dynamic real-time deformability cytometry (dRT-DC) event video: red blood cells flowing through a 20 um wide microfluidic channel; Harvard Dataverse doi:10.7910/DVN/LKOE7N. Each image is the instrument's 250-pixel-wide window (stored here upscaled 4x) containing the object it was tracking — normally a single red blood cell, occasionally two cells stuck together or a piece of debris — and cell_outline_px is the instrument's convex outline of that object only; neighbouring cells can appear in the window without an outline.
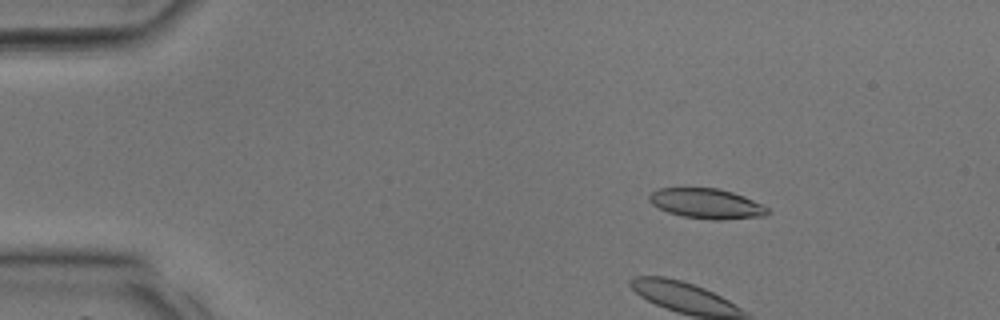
{"species": "common noctule bat (a hibernating species)", "species_latin": "Nyctalus noctula", "temperature_condition": "room temperature", "stored_images_in_passage": 37, "camera_frame_rate_fps": 3000, "um_per_image_px": 0.085, "animal": {"sex": "male", "body_mass_g": 17.9, "forearm_length_mm": 54.2}, "frame": {"image": 1, "passage_image": 6, "time_ms": 1.667, "image_size_px": [1000, 320], "cell_outline_px": [[772, 212], [764, 216], [724, 220], [712, 220], [684, 216], [668, 212], [652, 204], [648, 200], [648, 196], [656, 188], [716, 188], [732, 192], [744, 196], [768, 208]], "centroid_in_image_um": [60.06, 17.31], "position_along_channel_um": 24.9, "area_um2": 20.69}}
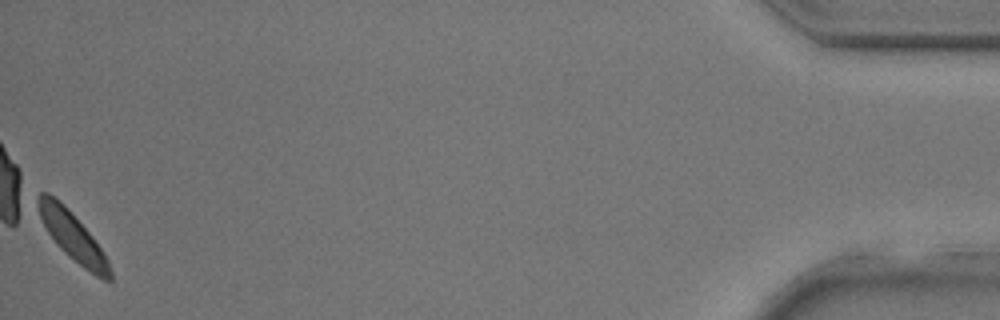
{"frame": {"image": 2, "passage_image": 37, "time_ms": 12.0, "image_size_px": [1000, 320], "cell_outline_px": [[112, 280], [104, 280], [96, 276], [84, 268], [68, 256], [56, 244], [48, 232], [32, 200], [40, 192], [48, 192], [68, 208], [92, 236], [108, 260], [112, 272]], "centroid_in_image_um": [6.12, 20.04], "position_along_channel_um": 429.1, "area_um2": 20.35}}